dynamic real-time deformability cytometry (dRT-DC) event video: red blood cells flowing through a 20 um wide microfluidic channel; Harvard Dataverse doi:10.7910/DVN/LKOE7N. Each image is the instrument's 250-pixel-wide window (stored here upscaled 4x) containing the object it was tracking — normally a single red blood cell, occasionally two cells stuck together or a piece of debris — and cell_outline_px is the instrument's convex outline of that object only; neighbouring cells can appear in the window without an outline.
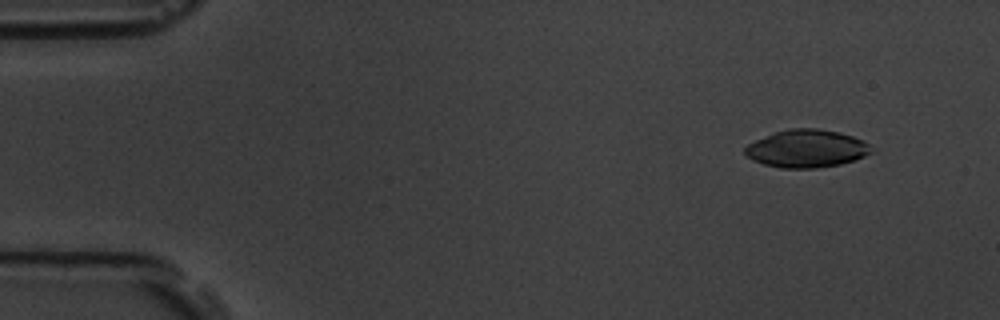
{"species": "common noctule bat (a hibernating species)", "species_latin": "Nyctalus noctula", "temperature_condition": "room temperature", "stored_images_in_passage": 4, "camera_frame_rate_fps": 3000, "um_per_image_px": 0.085, "animal": {"sex": "male", "body_mass_g": 19.5, "forearm_length_mm": 54.6}, "frame": {"image": 1, "passage_image": 1, "time_ms": 0.0, "image_size_px": [1000, 320], "cell_outline_px": [[872, 152], [856, 160], [840, 164], [816, 168], [780, 168], [764, 164], [752, 160], [744, 152], [744, 148], [748, 144], [756, 140], [776, 132], [788, 128], [816, 128], [840, 132], [852, 136], [868, 144]], "centroid_in_image_um": [68.55, 12.63], "position_along_channel_um": 16.5, "area_um2": 27.63}}
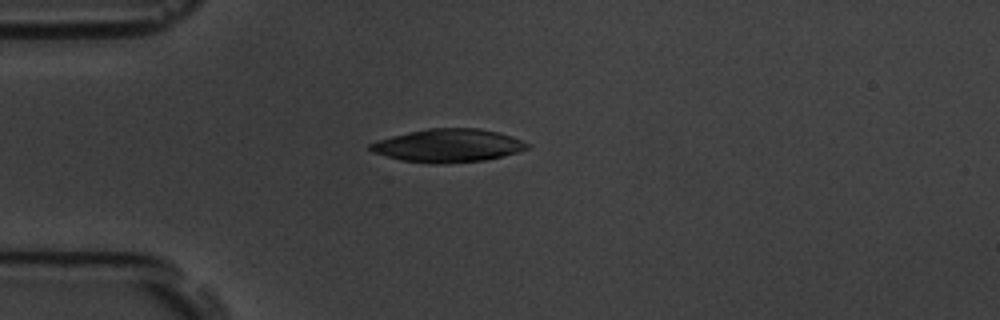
{"frame": {"image": 2, "passage_image": 4, "time_ms": 3.333, "image_size_px": [1000, 320], "cell_outline_px": [[532, 148], [504, 156], [484, 160], [444, 164], [432, 164], [400, 160], [372, 152], [368, 148], [368, 144], [376, 140], [392, 136], [428, 128], [480, 128], [500, 132], [512, 136], [532, 144]], "centroid_in_image_um": [38.13, 12.38], "position_along_channel_um": 46.9, "area_um2": 30.75}}